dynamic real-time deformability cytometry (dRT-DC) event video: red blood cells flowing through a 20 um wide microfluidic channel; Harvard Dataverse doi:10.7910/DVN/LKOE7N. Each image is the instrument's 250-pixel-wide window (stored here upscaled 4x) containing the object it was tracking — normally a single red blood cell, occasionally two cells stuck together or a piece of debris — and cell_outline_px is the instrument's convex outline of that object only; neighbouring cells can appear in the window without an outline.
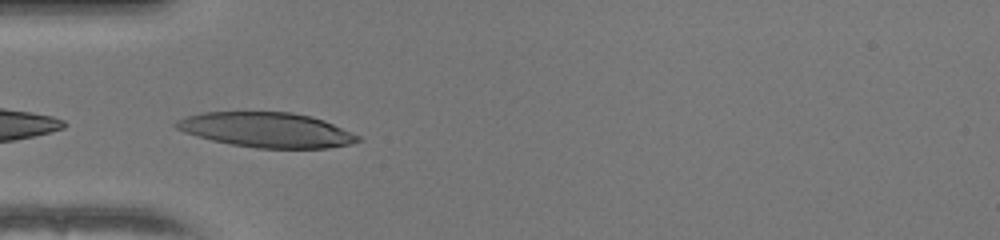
{"species": "human", "species_latin": "Homo sapiens", "temperature_condition": "warm", "stored_images_in_passage": 32, "camera_frame_rate_fps": 3000, "um_per_image_px": 0.085, "donor": {"sex": "female"}, "frame": {"image": 1, "passage_image": 2, "time_ms": 0.333, "image_size_px": [1000, 240], "cell_outline_px": [[364, 140], [352, 144], [328, 148], [256, 148], [232, 144], [212, 140], [184, 132], [176, 128], [172, 124], [176, 120], [200, 112], [292, 112], [312, 116], [324, 120], [360, 136]], "centroid_in_image_um": [22.69, 11.04], "position_along_channel_um": 62.3, "area_um2": 37.05}}
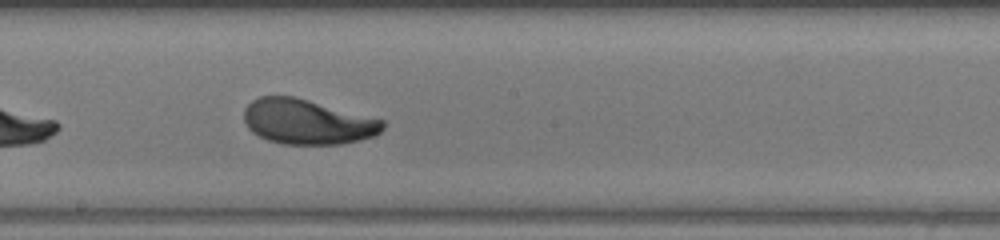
{"frame": {"image": 2, "passage_image": 14, "time_ms": 4.333, "image_size_px": [1000, 240], "cell_outline_px": [[384, 128], [376, 136], [360, 140], [340, 144], [284, 144], [268, 140], [252, 132], [248, 128], [244, 120], [244, 108], [252, 100], [260, 96], [292, 96], [308, 100], [384, 120]], "centroid_in_image_um": [26.12, 10.36], "position_along_channel_um": 222.1, "area_um2": 36.24}}
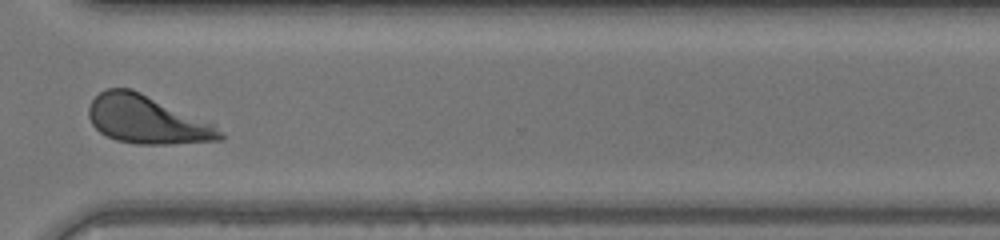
{"frame": {"image": 3, "passage_image": 24, "time_ms": 7.667, "image_size_px": [1000, 240], "cell_outline_px": [[224, 140], [168, 144], [136, 144], [116, 140], [100, 132], [92, 124], [88, 116], [88, 108], [92, 100], [100, 92], [108, 88], [132, 88], [212, 124], [224, 136]], "centroid_in_image_um": [12.44, 10.17], "position_along_channel_um": 358.2, "area_um2": 36.3}, "authors_computed_cell_mechanics": {"area_um2": 36.2984, "velocity_mm_per_s": 4.0646, "shape_relaxation_time_tau1_ms": 2.9244, "shape_relaxation_time_tau2_ms": 0.9536, "deformation_change_tau1": 0.1826, "deformation_change_tau2": 0.0478}}